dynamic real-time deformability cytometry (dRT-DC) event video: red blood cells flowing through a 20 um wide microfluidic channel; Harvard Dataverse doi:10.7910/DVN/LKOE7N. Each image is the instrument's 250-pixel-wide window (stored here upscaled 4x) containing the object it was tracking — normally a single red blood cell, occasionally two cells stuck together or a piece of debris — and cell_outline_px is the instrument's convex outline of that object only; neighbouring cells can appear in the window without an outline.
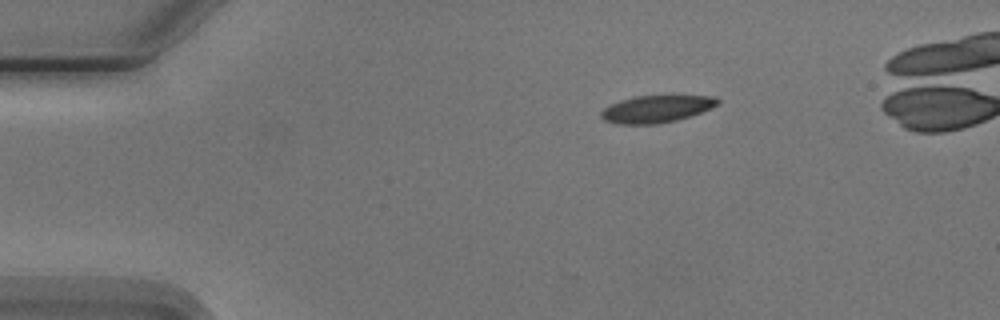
{"species": "Egyptian fruit bat (a non-hibernating species)", "species_latin": "Rousettus aegyptiacus", "temperature_condition": "cold", "stored_images_in_passage": 4, "camera_frame_rate_fps": 3000, "um_per_image_px": 0.085, "animal": {"sex": "male"}, "frame": {"image": 1, "passage_image": 1, "time_ms": 0.0, "image_size_px": [1000, 320], "cell_outline_px": [[720, 104], [712, 108], [676, 120], [656, 124], [616, 124], [604, 120], [600, 116], [600, 112], [604, 108], [620, 100], [636, 96], [716, 96], [720, 100]], "centroid_in_image_um": [55.79, 9.26], "position_along_channel_um": 29.2, "area_um2": 18.38}}
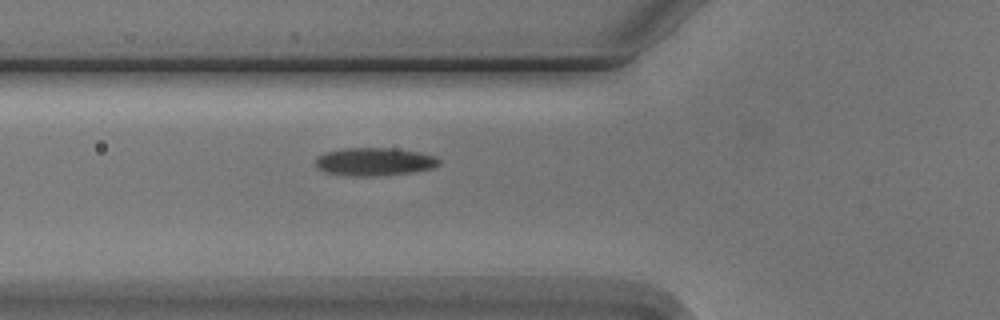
{"frame": {"image": 2, "passage_image": 4, "time_ms": 3.333, "image_size_px": [1000, 320], "cell_outline_px": [[440, 164], [432, 168], [416, 172], [376, 176], [348, 176], [324, 172], [316, 168], [316, 156], [324, 152], [344, 148], [392, 148], [416, 152], [436, 156], [440, 160]], "centroid_in_image_um": [31.79, 13.75], "position_along_channel_um": 94.0, "area_um2": 20.4}}